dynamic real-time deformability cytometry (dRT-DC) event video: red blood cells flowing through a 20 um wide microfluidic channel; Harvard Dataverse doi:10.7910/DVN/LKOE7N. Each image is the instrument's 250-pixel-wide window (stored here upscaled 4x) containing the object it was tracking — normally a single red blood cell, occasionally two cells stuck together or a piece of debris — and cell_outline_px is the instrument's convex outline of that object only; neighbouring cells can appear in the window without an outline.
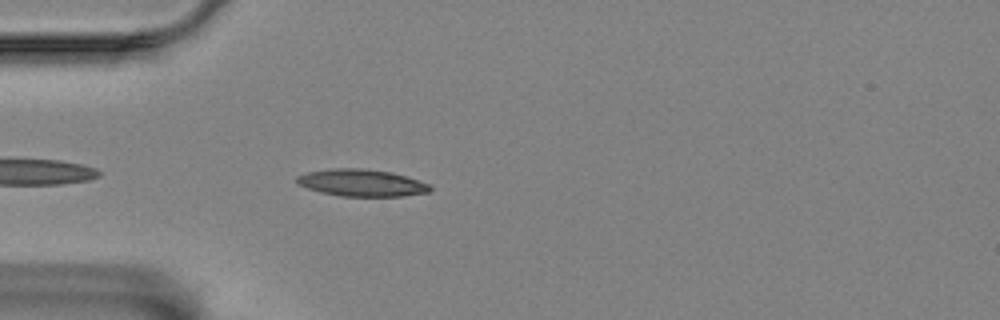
{"species": "Egyptian fruit bat (a non-hibernating species)", "species_latin": "Rousettus aegyptiacus", "temperature_condition": "room temperature", "stored_images_in_passage": 43, "camera_frame_rate_fps": 3000, "um_per_image_px": 0.085, "animal": {"sex": "female"}, "frame": {"image": 1, "passage_image": 3, "time_ms": 0.667, "image_size_px": [1000, 320], "cell_outline_px": [[432, 188], [428, 192], [404, 196], [340, 196], [320, 192], [296, 184], [296, 176], [308, 172], [332, 168], [364, 168], [392, 172], [428, 184]], "centroid_in_image_um": [30.69, 15.54], "position_along_channel_um": 54.3, "area_um2": 20.92}}
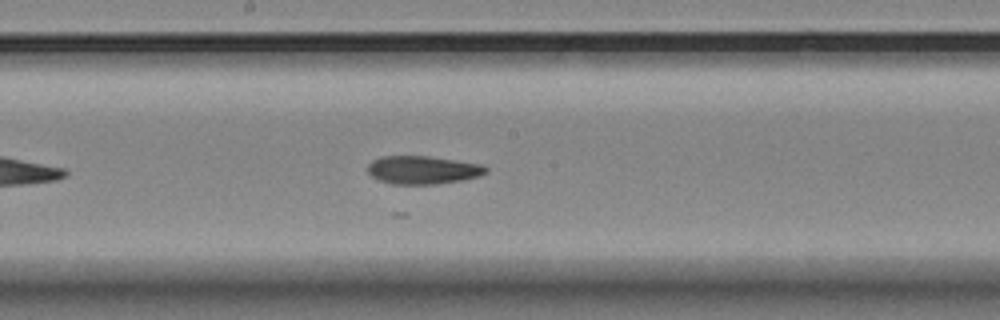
{"frame": {"image": 2, "passage_image": 17, "time_ms": 5.333, "image_size_px": [1000, 320], "cell_outline_px": [[488, 172], [480, 176], [460, 180], [436, 184], [392, 184], [380, 180], [372, 176], [368, 172], [368, 164], [372, 160], [380, 156], [428, 156], [484, 164], [488, 168]], "centroid_in_image_um": [35.96, 14.44], "position_along_channel_um": 212.2, "area_um2": 19.48}}
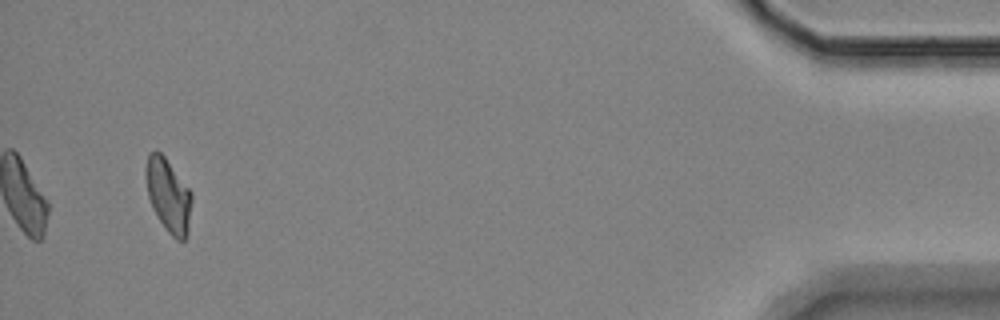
{"frame": {"image": 3, "passage_image": 41, "time_ms": 13.333, "image_size_px": [1000, 320], "cell_outline_px": [[192, 200], [188, 236], [184, 240], [176, 240], [168, 232], [152, 208], [148, 196], [144, 176], [144, 168], [148, 152], [156, 148], [164, 156], [192, 192]], "centroid_in_image_um": [14.29, 16.57], "position_along_channel_um": 420.9, "area_um2": 20.06}, "authors_computed_cell_mechanics": {"area_um2": 19.8832, "velocity_mm_per_s": 3.5243, "shape_relaxation_time_tau1_ms": null, "shape_relaxation_time_tau2_ms": 2.7559, "deformation_change_tau1": null, "deformation_change_tau2": 0.0841}}